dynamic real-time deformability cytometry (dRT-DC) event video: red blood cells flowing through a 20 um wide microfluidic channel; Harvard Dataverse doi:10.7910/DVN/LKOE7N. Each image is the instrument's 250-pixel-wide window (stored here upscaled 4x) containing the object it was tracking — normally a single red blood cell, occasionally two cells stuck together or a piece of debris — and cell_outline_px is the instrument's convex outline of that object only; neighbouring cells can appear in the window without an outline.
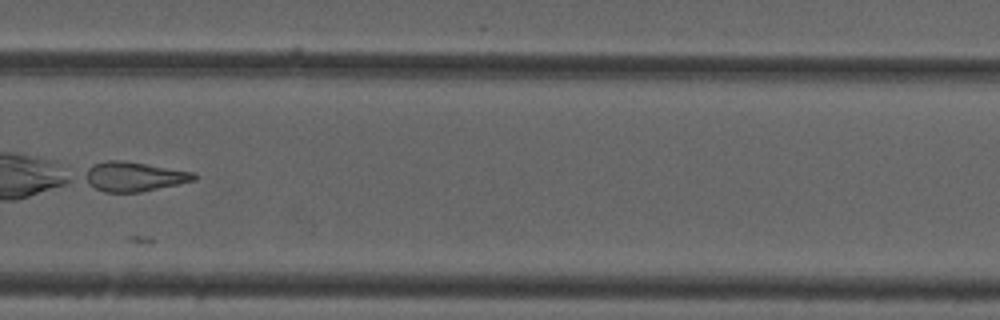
{"species": "common noctule bat (a hibernating species)", "species_latin": "Nyctalus noctula", "temperature_condition": "cold", "stored_images_in_passage": 10, "camera_frame_rate_fps": 3000, "um_per_image_px": 0.085, "animal": {"sex": "male", "forearm_length_mm": 52.5}, "frame": {"image": 1, "passage_image": 10, "time_ms": 11.333, "image_size_px": [1000, 320], "cell_outline_px": [[196, 180], [140, 192], [104, 192], [80, 180], [88, 168], [92, 164], [108, 160], [124, 160], [196, 172]], "centroid_in_image_um": [11.34, 15.0], "position_along_channel_um": 318.5, "area_um2": 19.02}}